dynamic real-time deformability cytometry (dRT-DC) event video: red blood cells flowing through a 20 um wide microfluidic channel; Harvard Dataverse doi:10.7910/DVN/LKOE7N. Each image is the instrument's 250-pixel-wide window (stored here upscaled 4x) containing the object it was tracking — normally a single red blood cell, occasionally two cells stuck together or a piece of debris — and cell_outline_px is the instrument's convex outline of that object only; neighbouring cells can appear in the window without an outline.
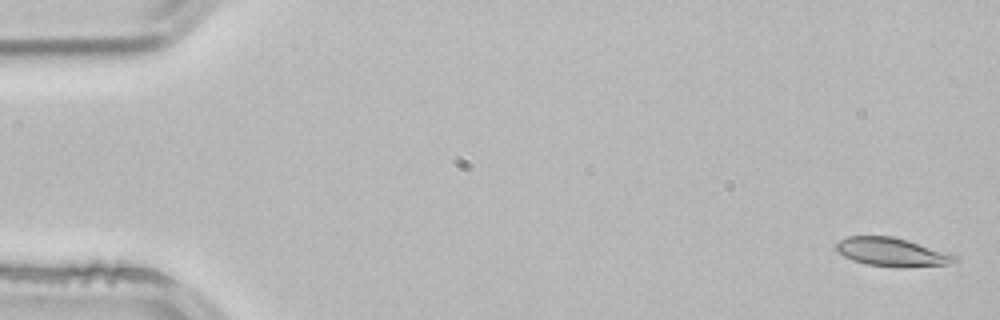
{"species": "common noctule bat (a hibernating species)", "species_latin": "Nyctalus noctula", "temperature_condition": "room temperature", "stored_images_in_passage": 4, "camera_frame_rate_fps": 3000, "um_per_image_px": 0.085, "animal": {"sex": "male", "body_mass_g": 21.5, "forearm_length_mm": 52.0}, "frame": {"image": 1, "passage_image": 1, "time_ms": 0.0, "image_size_px": [1000, 320], "cell_outline_px": [[956, 260], [948, 264], [900, 268], [868, 264], [852, 260], [836, 252], [832, 248], [840, 240], [848, 236], [892, 236], [948, 252], [956, 256]], "centroid_in_image_um": [75.75, 21.43], "position_along_channel_um": 9.2, "area_um2": 19.71}}